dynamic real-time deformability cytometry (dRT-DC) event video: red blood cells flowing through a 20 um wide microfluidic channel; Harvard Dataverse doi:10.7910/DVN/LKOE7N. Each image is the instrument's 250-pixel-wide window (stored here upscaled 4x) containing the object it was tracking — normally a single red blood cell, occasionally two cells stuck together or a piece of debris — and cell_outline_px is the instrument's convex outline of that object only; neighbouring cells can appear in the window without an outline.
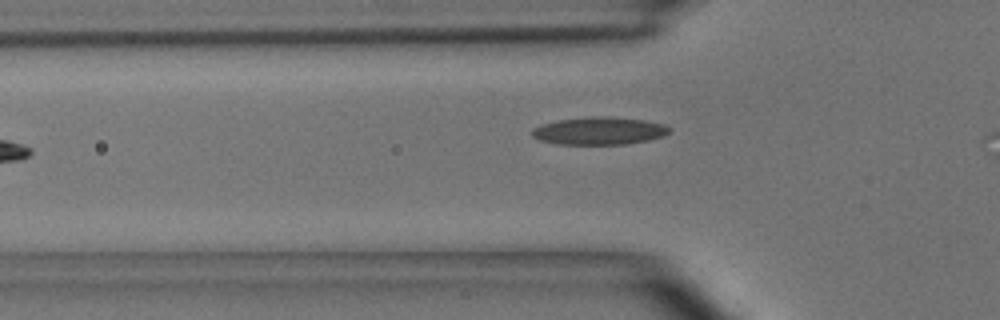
{"species": "common noctule bat (a hibernating species)", "species_latin": "Nyctalus noctula", "temperature_condition": "room temperature", "stored_images_in_passage": 6, "camera_frame_rate_fps": 3000, "um_per_image_px": 0.085, "animal": {"sex": "male", "body_mass_g": 15.6}, "frame": {"image": 1, "passage_image": 5, "time_ms": 1.333, "image_size_px": [1000, 320], "cell_outline_px": [[672, 128], [664, 136], [648, 140], [628, 144], [560, 144], [540, 140], [532, 136], [532, 128], [540, 124], [556, 120], [592, 116], [608, 116], [644, 120], [664, 124]], "centroid_in_image_um": [50.93, 11.11], "position_along_channel_um": 74.9, "area_um2": 22.25}}